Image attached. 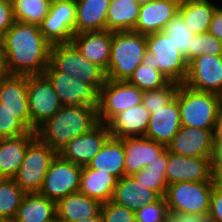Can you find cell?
<instances>
[{"label":"cell","mask_w":222,"mask_h":222,"mask_svg":"<svg viewBox=\"0 0 222 222\" xmlns=\"http://www.w3.org/2000/svg\"><path fill=\"white\" fill-rule=\"evenodd\" d=\"M80 53L105 72L109 66L112 32L108 30L88 31L74 34L71 41Z\"/></svg>","instance_id":"22"},{"label":"cell","mask_w":222,"mask_h":222,"mask_svg":"<svg viewBox=\"0 0 222 222\" xmlns=\"http://www.w3.org/2000/svg\"><path fill=\"white\" fill-rule=\"evenodd\" d=\"M149 119L150 112L141 103L120 112L107 125L114 138L144 136Z\"/></svg>","instance_id":"24"},{"label":"cell","mask_w":222,"mask_h":222,"mask_svg":"<svg viewBox=\"0 0 222 222\" xmlns=\"http://www.w3.org/2000/svg\"><path fill=\"white\" fill-rule=\"evenodd\" d=\"M14 22L11 0H0V40Z\"/></svg>","instance_id":"43"},{"label":"cell","mask_w":222,"mask_h":222,"mask_svg":"<svg viewBox=\"0 0 222 222\" xmlns=\"http://www.w3.org/2000/svg\"><path fill=\"white\" fill-rule=\"evenodd\" d=\"M141 6L135 0H110L106 30L111 32L133 31Z\"/></svg>","instance_id":"32"},{"label":"cell","mask_w":222,"mask_h":222,"mask_svg":"<svg viewBox=\"0 0 222 222\" xmlns=\"http://www.w3.org/2000/svg\"><path fill=\"white\" fill-rule=\"evenodd\" d=\"M11 75H43L49 65L51 44L38 25L15 21L2 38Z\"/></svg>","instance_id":"1"},{"label":"cell","mask_w":222,"mask_h":222,"mask_svg":"<svg viewBox=\"0 0 222 222\" xmlns=\"http://www.w3.org/2000/svg\"><path fill=\"white\" fill-rule=\"evenodd\" d=\"M179 0H152L141 5L138 21L133 31L148 35L163 31L178 13Z\"/></svg>","instance_id":"21"},{"label":"cell","mask_w":222,"mask_h":222,"mask_svg":"<svg viewBox=\"0 0 222 222\" xmlns=\"http://www.w3.org/2000/svg\"><path fill=\"white\" fill-rule=\"evenodd\" d=\"M213 146L215 153L222 148V112L219 115L218 121L214 126L213 131Z\"/></svg>","instance_id":"47"},{"label":"cell","mask_w":222,"mask_h":222,"mask_svg":"<svg viewBox=\"0 0 222 222\" xmlns=\"http://www.w3.org/2000/svg\"><path fill=\"white\" fill-rule=\"evenodd\" d=\"M190 89L222 96V55L203 54L188 65L183 83Z\"/></svg>","instance_id":"14"},{"label":"cell","mask_w":222,"mask_h":222,"mask_svg":"<svg viewBox=\"0 0 222 222\" xmlns=\"http://www.w3.org/2000/svg\"><path fill=\"white\" fill-rule=\"evenodd\" d=\"M117 180L112 174L83 166L79 192L103 204L112 200Z\"/></svg>","instance_id":"30"},{"label":"cell","mask_w":222,"mask_h":222,"mask_svg":"<svg viewBox=\"0 0 222 222\" xmlns=\"http://www.w3.org/2000/svg\"><path fill=\"white\" fill-rule=\"evenodd\" d=\"M103 222H131L135 218V211L115 204L111 200L101 207Z\"/></svg>","instance_id":"42"},{"label":"cell","mask_w":222,"mask_h":222,"mask_svg":"<svg viewBox=\"0 0 222 222\" xmlns=\"http://www.w3.org/2000/svg\"><path fill=\"white\" fill-rule=\"evenodd\" d=\"M75 22V0H52L49 12L39 28L51 45L70 43L75 34Z\"/></svg>","instance_id":"13"},{"label":"cell","mask_w":222,"mask_h":222,"mask_svg":"<svg viewBox=\"0 0 222 222\" xmlns=\"http://www.w3.org/2000/svg\"><path fill=\"white\" fill-rule=\"evenodd\" d=\"M111 137L108 125L98 123L89 132L70 140L58 154L79 166H87Z\"/></svg>","instance_id":"15"},{"label":"cell","mask_w":222,"mask_h":222,"mask_svg":"<svg viewBox=\"0 0 222 222\" xmlns=\"http://www.w3.org/2000/svg\"><path fill=\"white\" fill-rule=\"evenodd\" d=\"M147 51L146 35L135 31L112 32V44L106 78L127 81L142 63Z\"/></svg>","instance_id":"4"},{"label":"cell","mask_w":222,"mask_h":222,"mask_svg":"<svg viewBox=\"0 0 222 222\" xmlns=\"http://www.w3.org/2000/svg\"><path fill=\"white\" fill-rule=\"evenodd\" d=\"M49 64L56 71L89 83L99 91L107 79L105 71L85 58L72 42L51 45Z\"/></svg>","instance_id":"6"},{"label":"cell","mask_w":222,"mask_h":222,"mask_svg":"<svg viewBox=\"0 0 222 222\" xmlns=\"http://www.w3.org/2000/svg\"><path fill=\"white\" fill-rule=\"evenodd\" d=\"M135 218L139 222H167L169 211L166 200L161 197L152 204H146L135 211Z\"/></svg>","instance_id":"41"},{"label":"cell","mask_w":222,"mask_h":222,"mask_svg":"<svg viewBox=\"0 0 222 222\" xmlns=\"http://www.w3.org/2000/svg\"><path fill=\"white\" fill-rule=\"evenodd\" d=\"M213 160L214 158L186 157L168 151L167 184L183 181H214Z\"/></svg>","instance_id":"16"},{"label":"cell","mask_w":222,"mask_h":222,"mask_svg":"<svg viewBox=\"0 0 222 222\" xmlns=\"http://www.w3.org/2000/svg\"><path fill=\"white\" fill-rule=\"evenodd\" d=\"M163 31L171 37L172 42L189 65V49H192V38L195 34L185 24L179 12L167 23Z\"/></svg>","instance_id":"36"},{"label":"cell","mask_w":222,"mask_h":222,"mask_svg":"<svg viewBox=\"0 0 222 222\" xmlns=\"http://www.w3.org/2000/svg\"><path fill=\"white\" fill-rule=\"evenodd\" d=\"M213 179L215 186L222 190V166H213Z\"/></svg>","instance_id":"49"},{"label":"cell","mask_w":222,"mask_h":222,"mask_svg":"<svg viewBox=\"0 0 222 222\" xmlns=\"http://www.w3.org/2000/svg\"><path fill=\"white\" fill-rule=\"evenodd\" d=\"M169 222H212L209 213L193 214L178 211H169Z\"/></svg>","instance_id":"45"},{"label":"cell","mask_w":222,"mask_h":222,"mask_svg":"<svg viewBox=\"0 0 222 222\" xmlns=\"http://www.w3.org/2000/svg\"><path fill=\"white\" fill-rule=\"evenodd\" d=\"M203 54L222 55V41L209 32L195 34L189 49V64Z\"/></svg>","instance_id":"39"},{"label":"cell","mask_w":222,"mask_h":222,"mask_svg":"<svg viewBox=\"0 0 222 222\" xmlns=\"http://www.w3.org/2000/svg\"><path fill=\"white\" fill-rule=\"evenodd\" d=\"M82 166L63 159L59 154L52 160L39 194L54 202L79 192Z\"/></svg>","instance_id":"11"},{"label":"cell","mask_w":222,"mask_h":222,"mask_svg":"<svg viewBox=\"0 0 222 222\" xmlns=\"http://www.w3.org/2000/svg\"><path fill=\"white\" fill-rule=\"evenodd\" d=\"M178 85L175 82H169L164 87L144 91L142 104L150 113L151 109H158L168 105L175 99Z\"/></svg>","instance_id":"38"},{"label":"cell","mask_w":222,"mask_h":222,"mask_svg":"<svg viewBox=\"0 0 222 222\" xmlns=\"http://www.w3.org/2000/svg\"><path fill=\"white\" fill-rule=\"evenodd\" d=\"M125 176H133L150 164L166 147L145 136L124 137Z\"/></svg>","instance_id":"20"},{"label":"cell","mask_w":222,"mask_h":222,"mask_svg":"<svg viewBox=\"0 0 222 222\" xmlns=\"http://www.w3.org/2000/svg\"><path fill=\"white\" fill-rule=\"evenodd\" d=\"M140 90H152L166 86L170 81L151 64H140L127 80Z\"/></svg>","instance_id":"37"},{"label":"cell","mask_w":222,"mask_h":222,"mask_svg":"<svg viewBox=\"0 0 222 222\" xmlns=\"http://www.w3.org/2000/svg\"><path fill=\"white\" fill-rule=\"evenodd\" d=\"M98 123L96 109L67 105L38 126L35 135L58 153L70 140L89 132Z\"/></svg>","instance_id":"2"},{"label":"cell","mask_w":222,"mask_h":222,"mask_svg":"<svg viewBox=\"0 0 222 222\" xmlns=\"http://www.w3.org/2000/svg\"><path fill=\"white\" fill-rule=\"evenodd\" d=\"M169 152L186 157L214 158L211 130L182 126L166 147Z\"/></svg>","instance_id":"17"},{"label":"cell","mask_w":222,"mask_h":222,"mask_svg":"<svg viewBox=\"0 0 222 222\" xmlns=\"http://www.w3.org/2000/svg\"><path fill=\"white\" fill-rule=\"evenodd\" d=\"M102 203L80 192L67 195L56 203L59 222H73L96 216L101 212Z\"/></svg>","instance_id":"26"},{"label":"cell","mask_w":222,"mask_h":222,"mask_svg":"<svg viewBox=\"0 0 222 222\" xmlns=\"http://www.w3.org/2000/svg\"><path fill=\"white\" fill-rule=\"evenodd\" d=\"M214 185V181H183L169 184L164 195L168 211L190 214L209 213Z\"/></svg>","instance_id":"8"},{"label":"cell","mask_w":222,"mask_h":222,"mask_svg":"<svg viewBox=\"0 0 222 222\" xmlns=\"http://www.w3.org/2000/svg\"><path fill=\"white\" fill-rule=\"evenodd\" d=\"M51 222H59V220L56 218L55 220L51 221Z\"/></svg>","instance_id":"55"},{"label":"cell","mask_w":222,"mask_h":222,"mask_svg":"<svg viewBox=\"0 0 222 222\" xmlns=\"http://www.w3.org/2000/svg\"><path fill=\"white\" fill-rule=\"evenodd\" d=\"M56 218V202L39 193H26L12 222H51Z\"/></svg>","instance_id":"29"},{"label":"cell","mask_w":222,"mask_h":222,"mask_svg":"<svg viewBox=\"0 0 222 222\" xmlns=\"http://www.w3.org/2000/svg\"><path fill=\"white\" fill-rule=\"evenodd\" d=\"M43 75L52 84L63 106L85 105L98 111L100 91L95 86L58 72L50 64Z\"/></svg>","instance_id":"10"},{"label":"cell","mask_w":222,"mask_h":222,"mask_svg":"<svg viewBox=\"0 0 222 222\" xmlns=\"http://www.w3.org/2000/svg\"><path fill=\"white\" fill-rule=\"evenodd\" d=\"M52 0H11L15 21L40 25L49 12Z\"/></svg>","instance_id":"34"},{"label":"cell","mask_w":222,"mask_h":222,"mask_svg":"<svg viewBox=\"0 0 222 222\" xmlns=\"http://www.w3.org/2000/svg\"><path fill=\"white\" fill-rule=\"evenodd\" d=\"M75 34L106 30V18L110 0H75Z\"/></svg>","instance_id":"27"},{"label":"cell","mask_w":222,"mask_h":222,"mask_svg":"<svg viewBox=\"0 0 222 222\" xmlns=\"http://www.w3.org/2000/svg\"><path fill=\"white\" fill-rule=\"evenodd\" d=\"M147 51L142 64L154 65L170 82L182 84L188 74L185 57L164 31L146 35Z\"/></svg>","instance_id":"5"},{"label":"cell","mask_w":222,"mask_h":222,"mask_svg":"<svg viewBox=\"0 0 222 222\" xmlns=\"http://www.w3.org/2000/svg\"><path fill=\"white\" fill-rule=\"evenodd\" d=\"M131 222H139L136 218H134Z\"/></svg>","instance_id":"54"},{"label":"cell","mask_w":222,"mask_h":222,"mask_svg":"<svg viewBox=\"0 0 222 222\" xmlns=\"http://www.w3.org/2000/svg\"><path fill=\"white\" fill-rule=\"evenodd\" d=\"M31 130L0 102V139L18 137Z\"/></svg>","instance_id":"40"},{"label":"cell","mask_w":222,"mask_h":222,"mask_svg":"<svg viewBox=\"0 0 222 222\" xmlns=\"http://www.w3.org/2000/svg\"><path fill=\"white\" fill-rule=\"evenodd\" d=\"M35 137V132L30 131L18 137L0 139V178H14L25 158L28 144Z\"/></svg>","instance_id":"25"},{"label":"cell","mask_w":222,"mask_h":222,"mask_svg":"<svg viewBox=\"0 0 222 222\" xmlns=\"http://www.w3.org/2000/svg\"><path fill=\"white\" fill-rule=\"evenodd\" d=\"M168 162V149L159 154L153 162L133 175L140 183L156 191L161 197L165 195L168 186L166 179V165Z\"/></svg>","instance_id":"33"},{"label":"cell","mask_w":222,"mask_h":222,"mask_svg":"<svg viewBox=\"0 0 222 222\" xmlns=\"http://www.w3.org/2000/svg\"><path fill=\"white\" fill-rule=\"evenodd\" d=\"M143 93L127 81L106 79L100 89L98 121L107 125L120 112L141 104Z\"/></svg>","instance_id":"9"},{"label":"cell","mask_w":222,"mask_h":222,"mask_svg":"<svg viewBox=\"0 0 222 222\" xmlns=\"http://www.w3.org/2000/svg\"><path fill=\"white\" fill-rule=\"evenodd\" d=\"M0 222H12V220L0 217Z\"/></svg>","instance_id":"53"},{"label":"cell","mask_w":222,"mask_h":222,"mask_svg":"<svg viewBox=\"0 0 222 222\" xmlns=\"http://www.w3.org/2000/svg\"><path fill=\"white\" fill-rule=\"evenodd\" d=\"M178 101L181 125L214 131L222 112V96L190 89L179 84L175 97Z\"/></svg>","instance_id":"3"},{"label":"cell","mask_w":222,"mask_h":222,"mask_svg":"<svg viewBox=\"0 0 222 222\" xmlns=\"http://www.w3.org/2000/svg\"><path fill=\"white\" fill-rule=\"evenodd\" d=\"M0 102L31 130L28 110L27 76L11 75L0 79Z\"/></svg>","instance_id":"19"},{"label":"cell","mask_w":222,"mask_h":222,"mask_svg":"<svg viewBox=\"0 0 222 222\" xmlns=\"http://www.w3.org/2000/svg\"><path fill=\"white\" fill-rule=\"evenodd\" d=\"M123 138L110 137L102 149L91 159L87 167L109 173L120 179L125 176Z\"/></svg>","instance_id":"28"},{"label":"cell","mask_w":222,"mask_h":222,"mask_svg":"<svg viewBox=\"0 0 222 222\" xmlns=\"http://www.w3.org/2000/svg\"><path fill=\"white\" fill-rule=\"evenodd\" d=\"M219 6L211 0H183L178 12L194 34H202L208 32L212 15Z\"/></svg>","instance_id":"31"},{"label":"cell","mask_w":222,"mask_h":222,"mask_svg":"<svg viewBox=\"0 0 222 222\" xmlns=\"http://www.w3.org/2000/svg\"><path fill=\"white\" fill-rule=\"evenodd\" d=\"M28 110L31 119V131L51 118L62 108L52 84L44 75L27 76Z\"/></svg>","instance_id":"12"},{"label":"cell","mask_w":222,"mask_h":222,"mask_svg":"<svg viewBox=\"0 0 222 222\" xmlns=\"http://www.w3.org/2000/svg\"><path fill=\"white\" fill-rule=\"evenodd\" d=\"M25 194L14 179L0 178V217L13 220Z\"/></svg>","instance_id":"35"},{"label":"cell","mask_w":222,"mask_h":222,"mask_svg":"<svg viewBox=\"0 0 222 222\" xmlns=\"http://www.w3.org/2000/svg\"><path fill=\"white\" fill-rule=\"evenodd\" d=\"M181 127L180 109L175 98L168 105L151 109L149 125L144 136L167 147Z\"/></svg>","instance_id":"18"},{"label":"cell","mask_w":222,"mask_h":222,"mask_svg":"<svg viewBox=\"0 0 222 222\" xmlns=\"http://www.w3.org/2000/svg\"><path fill=\"white\" fill-rule=\"evenodd\" d=\"M57 154L48 144L35 137L28 144L25 158L13 179L25 193H38Z\"/></svg>","instance_id":"7"},{"label":"cell","mask_w":222,"mask_h":222,"mask_svg":"<svg viewBox=\"0 0 222 222\" xmlns=\"http://www.w3.org/2000/svg\"><path fill=\"white\" fill-rule=\"evenodd\" d=\"M209 215L212 222H222V190L215 185L210 197Z\"/></svg>","instance_id":"44"},{"label":"cell","mask_w":222,"mask_h":222,"mask_svg":"<svg viewBox=\"0 0 222 222\" xmlns=\"http://www.w3.org/2000/svg\"><path fill=\"white\" fill-rule=\"evenodd\" d=\"M73 222H103V218H102V214L100 212L96 216H92V217H89V218H83V219L73 221Z\"/></svg>","instance_id":"50"},{"label":"cell","mask_w":222,"mask_h":222,"mask_svg":"<svg viewBox=\"0 0 222 222\" xmlns=\"http://www.w3.org/2000/svg\"><path fill=\"white\" fill-rule=\"evenodd\" d=\"M135 1L141 6V5H144L152 0H135Z\"/></svg>","instance_id":"52"},{"label":"cell","mask_w":222,"mask_h":222,"mask_svg":"<svg viewBox=\"0 0 222 222\" xmlns=\"http://www.w3.org/2000/svg\"><path fill=\"white\" fill-rule=\"evenodd\" d=\"M9 74L6 66V55L2 40H0V79Z\"/></svg>","instance_id":"48"},{"label":"cell","mask_w":222,"mask_h":222,"mask_svg":"<svg viewBox=\"0 0 222 222\" xmlns=\"http://www.w3.org/2000/svg\"><path fill=\"white\" fill-rule=\"evenodd\" d=\"M213 166H222V148L215 153Z\"/></svg>","instance_id":"51"},{"label":"cell","mask_w":222,"mask_h":222,"mask_svg":"<svg viewBox=\"0 0 222 222\" xmlns=\"http://www.w3.org/2000/svg\"><path fill=\"white\" fill-rule=\"evenodd\" d=\"M208 32L222 41V7L213 13Z\"/></svg>","instance_id":"46"},{"label":"cell","mask_w":222,"mask_h":222,"mask_svg":"<svg viewBox=\"0 0 222 222\" xmlns=\"http://www.w3.org/2000/svg\"><path fill=\"white\" fill-rule=\"evenodd\" d=\"M161 196L138 182L133 176H124L117 180L112 202L127 209L136 211L146 204L158 201Z\"/></svg>","instance_id":"23"}]
</instances>
